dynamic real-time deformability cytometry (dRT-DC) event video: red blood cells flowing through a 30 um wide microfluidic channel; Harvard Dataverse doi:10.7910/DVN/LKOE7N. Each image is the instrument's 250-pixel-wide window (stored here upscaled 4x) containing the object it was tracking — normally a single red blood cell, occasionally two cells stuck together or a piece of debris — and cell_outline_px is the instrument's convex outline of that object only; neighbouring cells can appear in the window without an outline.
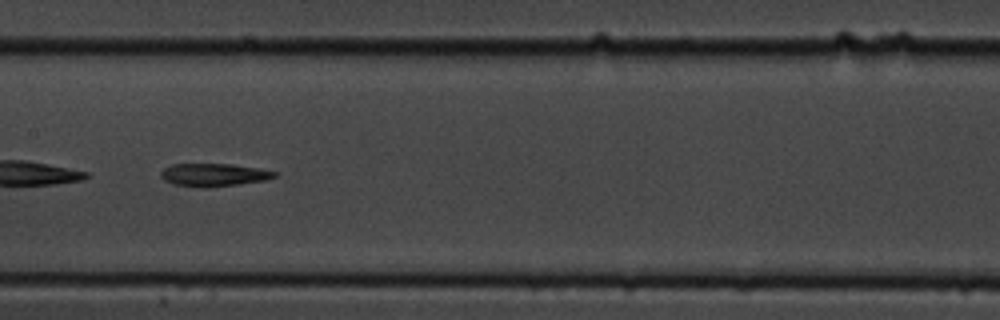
{"species": "common noctule bat (a hibernating species)", "species_latin": "Nyctalus noctula", "temperature_condition": "cold", "stored_images_in_passage": 42, "segment_of_instrument_passage": [2, 2], "camera_frame_rate_fps": 3000, "um_per_image_px": 0.085, "animal": {"sex": "male", "body_mass_g": 19.5, "forearm_length_mm": 54.6}, "frame": {"image": 1, "passage_image": 16, "time_ms": 5.0, "image_size_px": [1000, 320], "cell_outline_px": [[276, 176], [264, 180], [208, 188], [200, 188], [172, 184], [164, 180], [160, 176], [160, 172], [164, 168], [172, 164], [232, 164], [256, 168], [276, 172]], "centroid_in_image_um": [18.09, 14.87], "position_along_channel_um": 189.3, "area_um2": 15.09}}
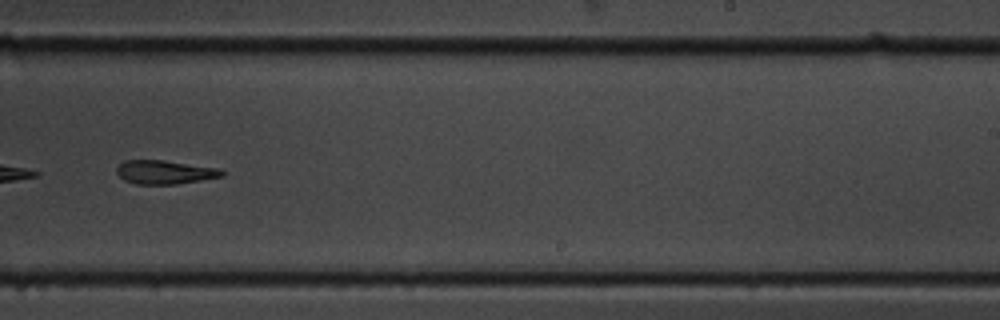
{"frame": {"image": 2, "passage_image": 23, "time_ms": 7.333, "image_size_px": [1000, 320], "cell_outline_px": [[224, 176], [176, 184], [136, 184], [124, 180], [116, 172], [116, 168], [124, 160], [164, 160], [220, 168], [224, 172]], "centroid_in_image_um": [14.01, 14.63], "position_along_channel_um": 275.0, "area_um2": 14.57}}
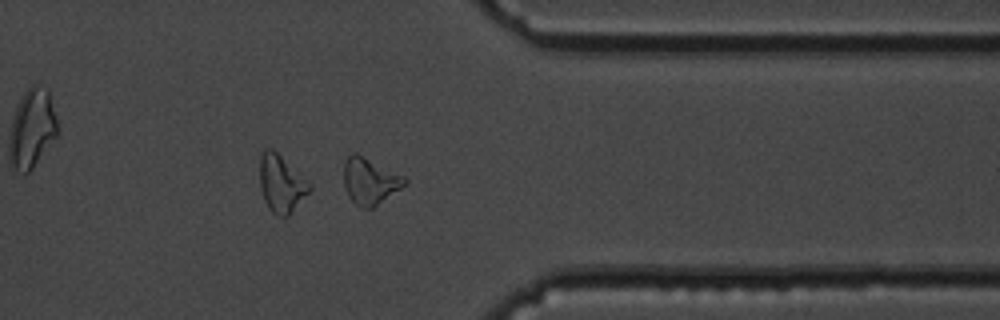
{"frame": {"image": 3, "passage_image": 32, "time_ms": 10.333, "image_size_px": [1000, 320], "cell_outline_px": [[408, 184], [372, 208], [360, 208], [348, 196], [344, 188], [344, 164], [348, 156], [352, 152], [356, 152], [404, 176], [408, 180]], "centroid_in_image_um": [31.45, 15.39], "position_along_channel_um": 380.0, "area_um2": 16.59}}